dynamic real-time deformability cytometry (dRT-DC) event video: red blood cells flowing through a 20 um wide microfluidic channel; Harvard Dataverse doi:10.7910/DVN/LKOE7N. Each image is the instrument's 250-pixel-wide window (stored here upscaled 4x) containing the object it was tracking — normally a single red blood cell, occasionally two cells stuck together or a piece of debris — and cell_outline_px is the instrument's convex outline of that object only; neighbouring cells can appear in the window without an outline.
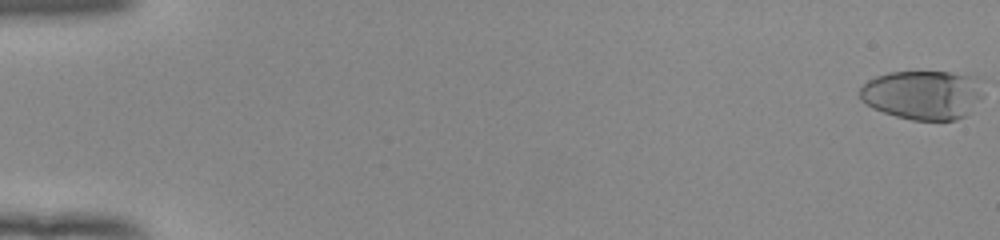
{"species": "human", "species_latin": "Homo sapiens", "temperature_condition": "room temperature", "stored_images_in_passage": 54, "camera_frame_rate_fps": 3000, "um_per_image_px": 0.085, "donor": {"sex": "female"}, "frame": {"image": 1, "passage_image": 1, "time_ms": 0.0, "image_size_px": [1000, 240], "cell_outline_px": [[984, 96], [964, 116], [956, 120], [912, 120], [896, 116], [872, 108], [860, 100], [860, 88], [868, 80], [876, 76], [888, 72], [952, 72], [976, 76], [984, 80]], "centroid_in_image_um": [78.5, 8.04], "position_along_channel_um": 6.5, "area_um2": 35.95}}
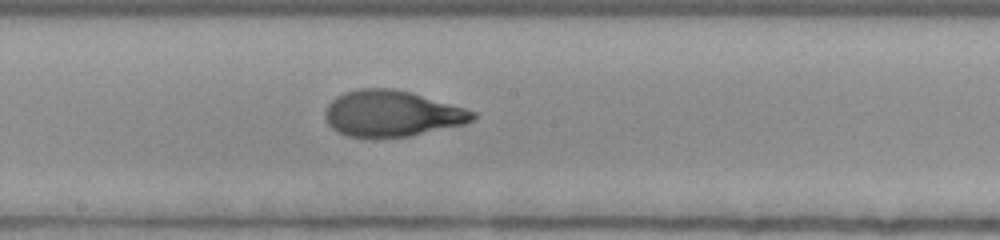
{"frame": {"image": 2, "passage_image": 31, "time_ms": 10.0, "image_size_px": [1000, 240], "cell_outline_px": [[476, 116], [472, 120], [464, 124], [412, 136], [348, 136], [336, 132], [328, 124], [324, 116], [324, 112], [328, 104], [336, 96], [344, 92], [356, 88], [392, 88], [412, 92], [464, 108], [476, 112]], "centroid_in_image_um": [33.28, 9.63], "position_along_channel_um": 214.9, "area_um2": 39.54}}
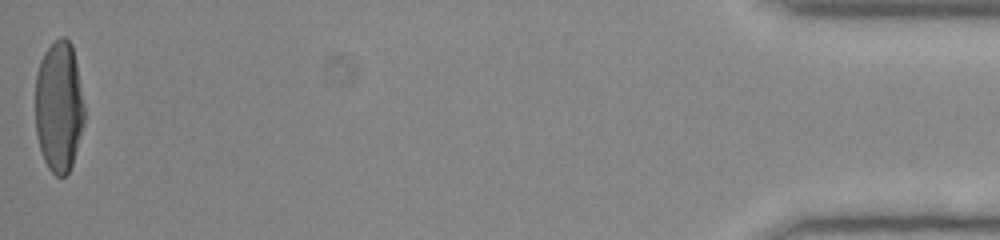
{"frame": {"image": 3, "passage_image": 54, "time_ms": 17.667, "image_size_px": [1000, 240], "cell_outline_px": [[84, 124], [72, 164], [68, 172], [64, 176], [56, 176], [48, 168], [44, 160], [36, 136], [36, 72], [40, 60], [44, 52], [60, 36], [64, 36], [72, 44], [84, 104]], "centroid_in_image_um": [5.0, 9.06], "position_along_channel_um": 430.2, "area_um2": 37.4}, "authors_computed_cell_mechanics": {"area_um2": 37.859, "velocity_mm_per_s": 3.9584, "shape_relaxation_time_tau1_ms": 4.9181, "shape_relaxation_time_tau2_ms": 0.7386, "deformation_change_tau1": 0.2511, "deformation_change_tau2": 0.0676}}